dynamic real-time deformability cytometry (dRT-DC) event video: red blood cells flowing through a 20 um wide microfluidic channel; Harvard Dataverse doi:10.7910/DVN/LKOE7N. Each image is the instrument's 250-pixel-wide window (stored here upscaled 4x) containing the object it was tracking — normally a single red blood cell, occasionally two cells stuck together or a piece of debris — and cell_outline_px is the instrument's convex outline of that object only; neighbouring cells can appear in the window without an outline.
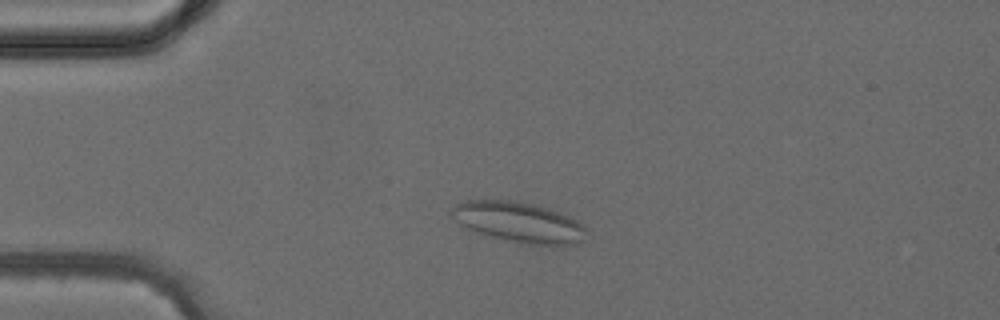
{"species": "common noctule bat (a hibernating species)", "species_latin": "Nyctalus noctula", "temperature_condition": "cold", "stored_images_in_passage": 4, "camera_frame_rate_fps": 3000, "um_per_image_px": 0.085, "animal": {"sex": "female", "body_mass_g": 24.6, "forearm_length_mm": 56.2}, "frame": {"image": 1, "passage_image": 3, "time_ms": 2.333, "image_size_px": [1000, 320], "cell_outline_px": [[588, 228], [584, 240], [576, 244], [552, 248], [524, 244], [488, 236], [468, 228], [460, 224], [448, 212], [456, 204], [468, 200], [516, 200], [548, 208], [568, 216], [584, 224]], "centroid_in_image_um": [44.17, 18.92], "position_along_channel_um": 40.8, "area_um2": 32.43}}